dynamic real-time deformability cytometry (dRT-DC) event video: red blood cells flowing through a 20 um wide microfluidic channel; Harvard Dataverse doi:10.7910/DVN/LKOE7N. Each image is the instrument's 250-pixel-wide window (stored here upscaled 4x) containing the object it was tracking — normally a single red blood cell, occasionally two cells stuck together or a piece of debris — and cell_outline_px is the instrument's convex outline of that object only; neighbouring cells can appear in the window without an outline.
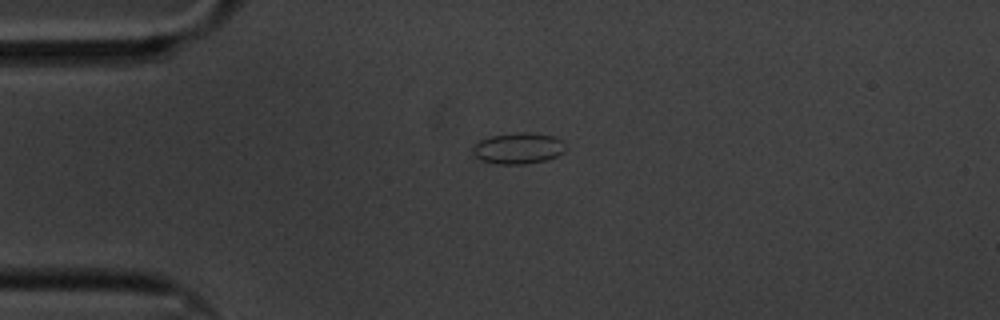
{"species": "common noctule bat (a hibernating species)", "species_latin": "Nyctalus noctula", "temperature_condition": "cold", "stored_images_in_passage": 47, "camera_frame_rate_fps": 3000, "um_per_image_px": 0.085, "animal": {"sex": "male", "body_mass_g": 20.1, "forearm_length_mm": 53.5}, "frame": {"image": 1, "passage_image": 1, "time_ms": 0.0, "image_size_px": [1000, 320], "cell_outline_px": [[564, 152], [548, 160], [524, 164], [500, 164], [480, 160], [472, 152], [472, 148], [480, 140], [492, 136], [520, 132], [528, 132], [556, 136], [564, 144]], "centroid_in_image_um": [44.06, 12.61], "position_along_channel_um": 40.9, "area_um2": 16.76}}
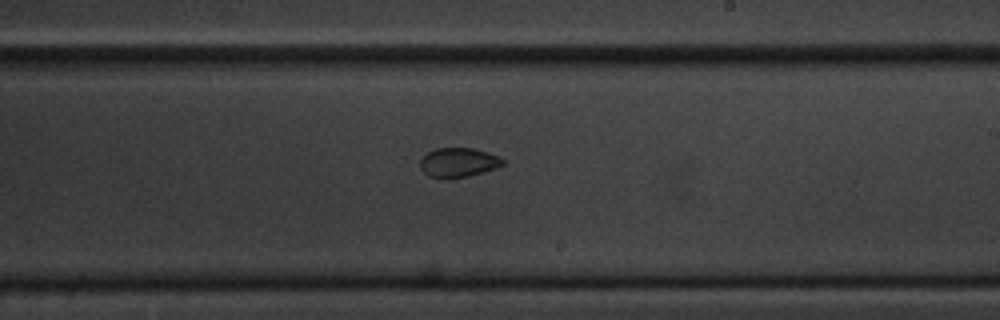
{"frame": {"image": 2, "passage_image": 22, "time_ms": 7.0, "image_size_px": [1000, 320], "cell_outline_px": [[504, 164], [496, 168], [468, 176], [428, 176], [420, 168], [420, 160], [428, 152], [436, 148], [472, 148], [488, 152], [500, 156], [504, 160]], "centroid_in_image_um": [38.99, 13.77], "position_along_channel_um": 250.0, "area_um2": 13.76}}
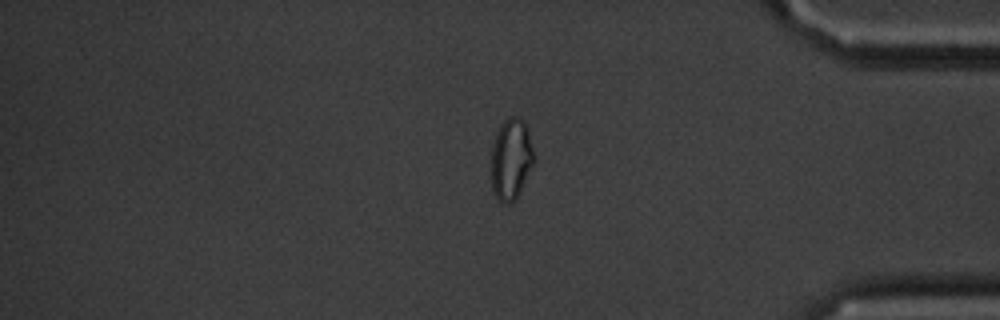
{"frame": {"image": 3, "passage_image": 37, "time_ms": 12.0, "image_size_px": [1000, 320], "cell_outline_px": [[536, 160], [516, 200], [508, 204], [500, 204], [492, 192], [492, 144], [496, 132], [500, 124], [508, 116], [516, 116], [528, 128], [536, 156]], "centroid_in_image_um": [43.46, 13.55], "position_along_channel_um": 391.7, "area_um2": 20.81}, "authors_computed_cell_mechanics": {"area_um2": 15.028, "velocity_mm_per_s": 3.3163, "shape_relaxation_time_tau1_ms": null, "shape_relaxation_time_tau2_ms": 2.2161, "deformation_change_tau1": null, "deformation_change_tau2": 0.0501}}